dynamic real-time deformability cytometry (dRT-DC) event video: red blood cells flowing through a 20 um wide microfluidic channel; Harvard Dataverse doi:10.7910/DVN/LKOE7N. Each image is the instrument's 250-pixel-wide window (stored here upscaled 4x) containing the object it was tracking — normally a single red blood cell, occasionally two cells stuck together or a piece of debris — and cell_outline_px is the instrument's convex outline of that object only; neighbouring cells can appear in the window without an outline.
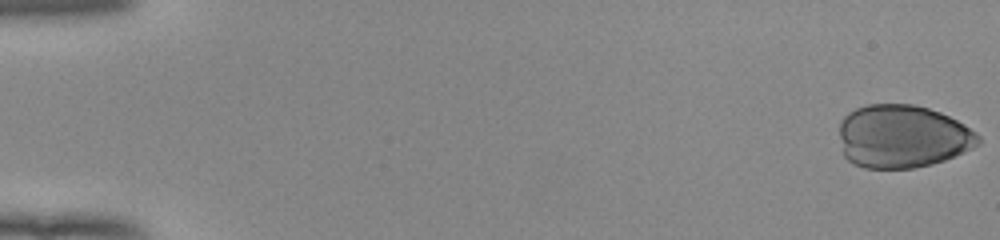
{"species": "human", "species_latin": "Homo sapiens", "temperature_condition": "room temperature", "stored_images_in_passage": 53, "camera_frame_rate_fps": 3000, "um_per_image_px": 0.085, "donor": {"sex": "female"}, "frame": {"image": 1, "passage_image": 1, "time_ms": 0.0, "image_size_px": [1000, 240], "cell_outline_px": [[980, 144], [964, 152], [944, 160], [932, 164], [912, 168], [864, 168], [848, 160], [844, 156], [840, 136], [840, 120], [848, 112], [856, 108], [868, 104], [912, 104], [928, 108], [940, 112], [956, 120], [976, 132], [980, 136]], "centroid_in_image_um": [76.7, 11.59], "position_along_channel_um": 8.3, "area_um2": 51.1}}
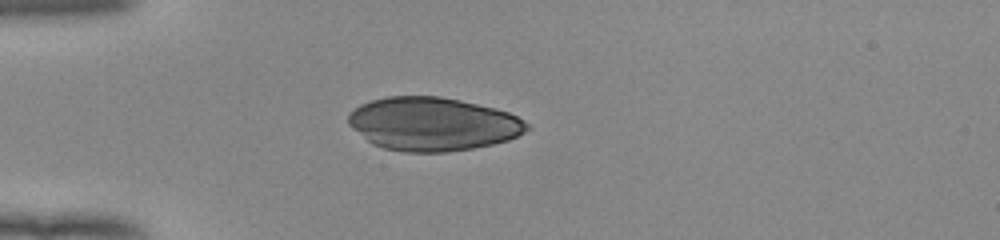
{"frame": {"image": 2, "passage_image": 16, "time_ms": 5.0, "image_size_px": [1000, 240], "cell_outline_px": [[532, 128], [508, 140], [492, 144], [472, 148], [448, 152], [404, 152], [384, 148], [372, 144], [352, 128], [348, 124], [348, 112], [360, 104], [372, 100], [388, 96], [440, 96], [460, 100], [496, 108], [508, 112], [516, 116], [528, 124]], "centroid_in_image_um": [36.76, 10.53], "position_along_channel_um": 48.2, "area_um2": 55.72}}